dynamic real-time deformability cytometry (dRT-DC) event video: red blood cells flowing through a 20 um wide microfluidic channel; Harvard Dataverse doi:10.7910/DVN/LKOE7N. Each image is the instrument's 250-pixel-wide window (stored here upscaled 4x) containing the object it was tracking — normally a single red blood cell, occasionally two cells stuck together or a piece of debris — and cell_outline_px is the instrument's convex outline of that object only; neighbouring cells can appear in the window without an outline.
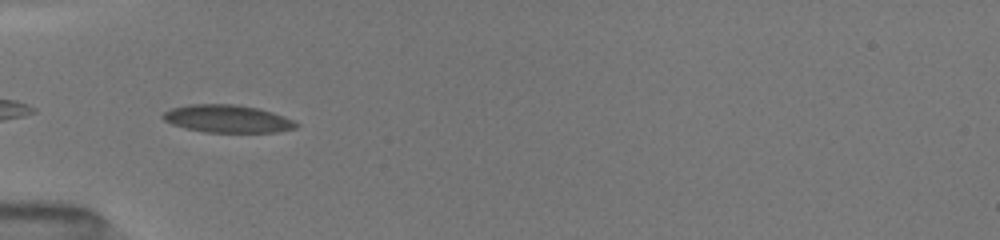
{"species": "common noctule bat (a hibernating species)", "species_latin": "Nyctalus noctula", "temperature_condition": "room temperature", "stored_images_in_passage": 11, "camera_frame_rate_fps": 3000, "um_per_image_px": 0.085, "animal": {"sex": "female", "body_mass_g": 19.5, "forearm_length_mm": 54.1}, "frame": {"image": 1, "passage_image": 7, "time_ms": 3.0, "image_size_px": [1000, 240], "cell_outline_px": [[296, 128], [276, 132], [204, 132], [184, 128], [172, 124], [164, 120], [164, 112], [172, 108], [200, 104], [228, 104], [252, 108], [268, 112], [292, 120], [296, 124]], "centroid_in_image_um": [19.27, 10.12], "position_along_channel_um": 65.7, "area_um2": 20.63}}
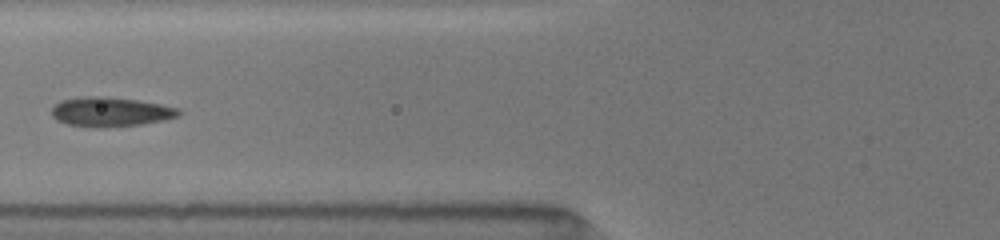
{"frame": {"image": 2, "passage_image": 10, "time_ms": 4.333, "image_size_px": [1000, 240], "cell_outline_px": [[180, 112], [176, 116], [164, 120], [116, 128], [96, 128], [64, 124], [56, 120], [52, 116], [52, 108], [56, 104], [64, 100], [96, 96], [100, 96], [132, 100], [156, 104], [176, 108]], "centroid_in_image_um": [9.32, 9.55], "position_along_channel_um": 116.5, "area_um2": 21.39}}